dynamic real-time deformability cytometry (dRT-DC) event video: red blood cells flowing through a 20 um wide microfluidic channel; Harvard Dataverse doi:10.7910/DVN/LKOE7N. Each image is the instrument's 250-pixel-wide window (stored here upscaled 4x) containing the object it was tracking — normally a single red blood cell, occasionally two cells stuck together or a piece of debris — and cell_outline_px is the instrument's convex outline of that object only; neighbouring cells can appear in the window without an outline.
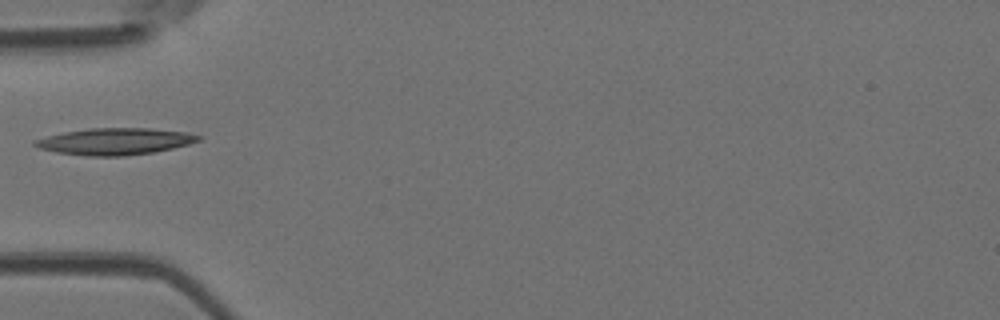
{"species": "Egyptian fruit bat (a non-hibernating species)", "species_latin": "Rousettus aegyptiacus", "temperature_condition": "room temperature", "stored_images_in_passage": 5, "camera_frame_rate_fps": 3000, "um_per_image_px": 0.085, "animal": {"sex": "female"}, "frame": {"image": 1, "passage_image": 5, "time_ms": 1.333, "image_size_px": [1000, 320], "cell_outline_px": [[204, 136], [200, 140], [188, 144], [172, 148], [152, 152], [124, 156], [88, 156], [56, 152], [40, 148], [32, 144], [32, 140], [64, 132], [88, 128], [148, 128], [188, 132]], "centroid_in_image_um": [9.78, 12.01], "position_along_channel_um": 75.2, "area_um2": 25.43}}